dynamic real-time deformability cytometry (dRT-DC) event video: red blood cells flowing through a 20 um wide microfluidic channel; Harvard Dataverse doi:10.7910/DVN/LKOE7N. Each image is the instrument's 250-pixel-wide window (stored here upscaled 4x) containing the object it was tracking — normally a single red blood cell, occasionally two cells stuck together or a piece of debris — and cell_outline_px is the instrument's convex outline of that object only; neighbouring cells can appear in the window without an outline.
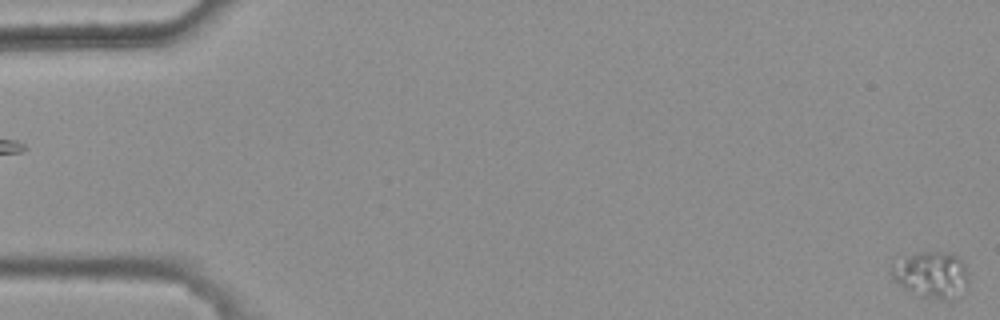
{"species": "common noctule bat (a hibernating species)", "species_latin": "Nyctalus noctula", "temperature_condition": "warm", "stored_images_in_passage": 4, "camera_frame_rate_fps": 3000, "um_per_image_px": 0.085, "animal": {"sex": "female", "body_mass_g": 25.1}, "frame": {"image": 1, "passage_image": 4, "time_ms": 1.0, "image_size_px": [1000, 320], "cell_outline_px": [[968, 280], [944, 300], [940, 300], [920, 296], [896, 280], [892, 276], [892, 264], [912, 256], [924, 252], [948, 252], [956, 256], [964, 264], [968, 276]], "centroid_in_image_um": [79.16, 23.31], "position_along_channel_um": 5.8, "area_um2": 19.19}}